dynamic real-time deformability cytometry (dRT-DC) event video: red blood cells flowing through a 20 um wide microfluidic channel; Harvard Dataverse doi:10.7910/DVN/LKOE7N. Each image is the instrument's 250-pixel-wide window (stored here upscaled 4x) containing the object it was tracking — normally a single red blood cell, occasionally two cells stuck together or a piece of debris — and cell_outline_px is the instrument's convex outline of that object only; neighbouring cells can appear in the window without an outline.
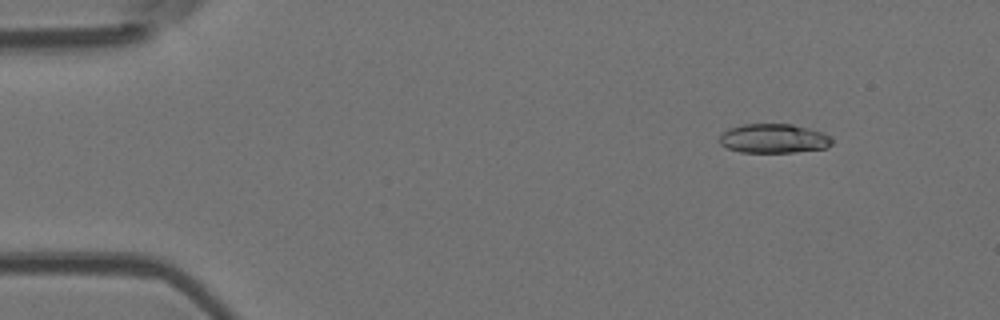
{"species": "Egyptian fruit bat (a non-hibernating species)", "species_latin": "Rousettus aegyptiacus", "temperature_condition": "room temperature", "stored_images_in_passage": 52, "camera_frame_rate_fps": 3000, "um_per_image_px": 0.085, "animal": {"sex": "female"}, "frame": {"image": 1, "passage_image": 6, "time_ms": 1.667, "image_size_px": [1000, 320], "cell_outline_px": [[832, 144], [828, 148], [792, 152], [740, 152], [728, 148], [720, 144], [720, 136], [728, 128], [744, 124], [792, 124], [824, 132], [832, 136]], "centroid_in_image_um": [65.81, 11.77], "position_along_channel_um": 19.2, "area_um2": 19.25}}
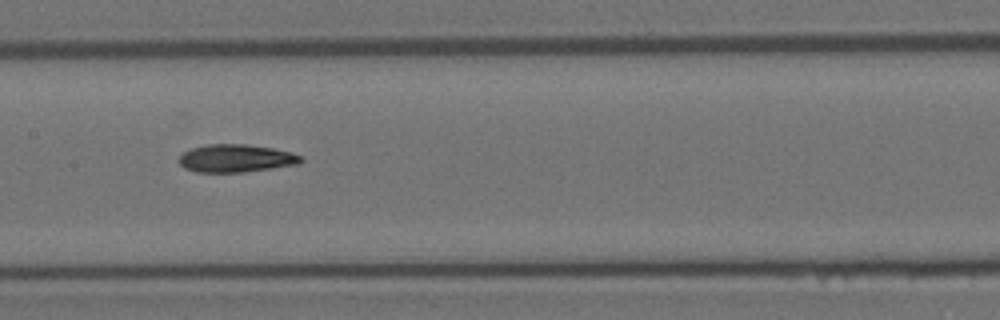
{"frame": {"image": 2, "passage_image": 26, "time_ms": 8.333, "image_size_px": [1000, 320], "cell_outline_px": [[304, 160], [300, 164], [244, 172], [196, 172], [184, 168], [176, 160], [184, 152], [192, 148], [208, 144], [244, 144], [272, 148], [292, 152], [304, 156]], "centroid_in_image_um": [20.08, 13.46], "position_along_channel_um": 187.3, "area_um2": 19.94}}
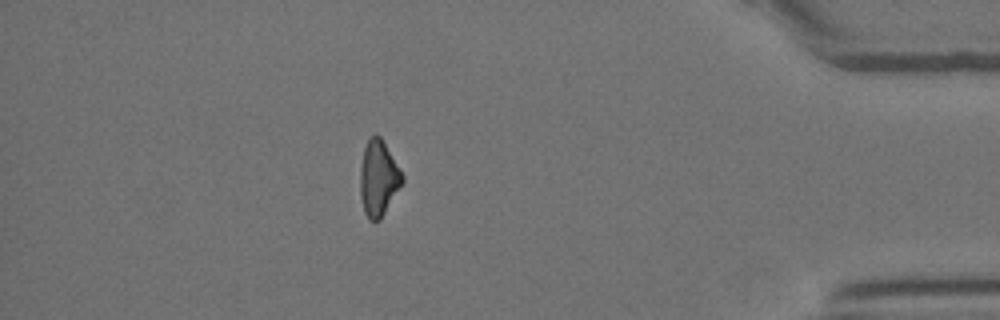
{"frame": {"image": 3, "passage_image": 46, "time_ms": 15.0, "image_size_px": [1000, 320], "cell_outline_px": [[404, 180], [380, 220], [368, 220], [364, 212], [360, 196], [360, 168], [364, 148], [368, 140], [372, 136], [380, 136], [404, 176]], "centroid_in_image_um": [32.15, 15.18], "position_along_channel_um": 403.0, "area_um2": 18.26}, "authors_computed_cell_mechanics": {"area_um2": 19.363, "velocity_mm_per_s": 3.8836, "shape_relaxation_time_tau1_ms": 8.2097, "shape_relaxation_time_tau2_ms": null, "deformation_change_tau1": 0.2205, "deformation_change_tau2": null}}